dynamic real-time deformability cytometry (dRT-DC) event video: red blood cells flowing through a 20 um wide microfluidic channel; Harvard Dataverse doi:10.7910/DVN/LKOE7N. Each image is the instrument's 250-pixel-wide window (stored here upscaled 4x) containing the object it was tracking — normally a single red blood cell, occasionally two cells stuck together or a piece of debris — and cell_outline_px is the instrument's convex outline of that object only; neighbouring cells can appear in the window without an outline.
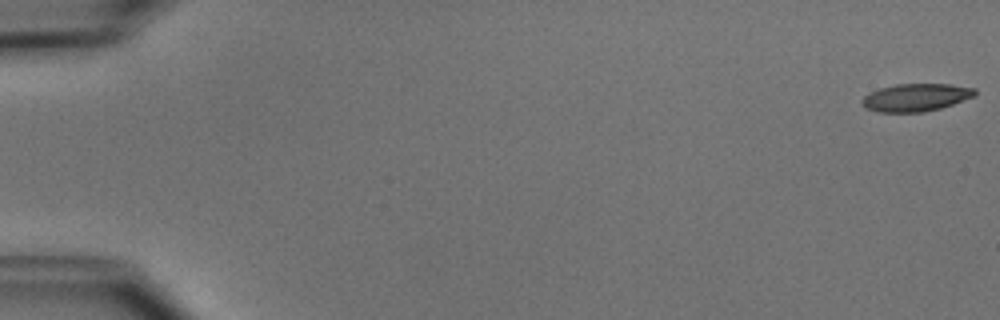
{"species": "common noctule bat (a hibernating species)", "species_latin": "Nyctalus noctula", "temperature_condition": "cold", "stored_images_in_passage": 6, "camera_frame_rate_fps": 3000, "um_per_image_px": 0.085, "animal": {"sex": "male", "body_mass_g": 15.6}, "frame": {"image": 1, "passage_image": 1, "time_ms": 0.0, "image_size_px": [1000, 320], "cell_outline_px": [[976, 96], [940, 108], [924, 112], [880, 112], [864, 108], [860, 100], [864, 96], [880, 88], [896, 84], [948, 84], [976, 88]], "centroid_in_image_um": [77.85, 8.28], "position_along_channel_um": 7.2, "area_um2": 18.21}}